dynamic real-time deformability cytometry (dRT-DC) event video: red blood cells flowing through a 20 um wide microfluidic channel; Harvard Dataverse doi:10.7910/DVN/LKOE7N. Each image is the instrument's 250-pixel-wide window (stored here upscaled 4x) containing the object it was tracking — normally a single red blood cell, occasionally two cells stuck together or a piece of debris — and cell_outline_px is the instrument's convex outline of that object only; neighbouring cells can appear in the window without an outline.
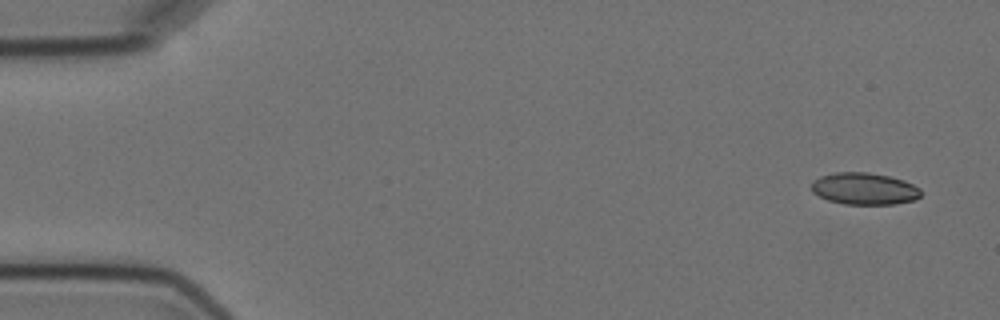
{"species": "Egyptian fruit bat (a non-hibernating species)", "species_latin": "Rousettus aegyptiacus", "temperature_condition": "cold", "stored_images_in_passage": 4, "camera_frame_rate_fps": 3000, "um_per_image_px": 0.085, "animal": {"sex": "female"}, "frame": {"image": 1, "passage_image": 1, "time_ms": 0.0, "image_size_px": [1000, 320], "cell_outline_px": [[920, 196], [912, 200], [892, 204], [844, 204], [828, 200], [812, 192], [812, 180], [820, 176], [836, 172], [868, 172], [888, 176], [904, 180], [920, 188]], "centroid_in_image_um": [73.44, 16.03], "position_along_channel_um": 11.6, "area_um2": 20.23}}
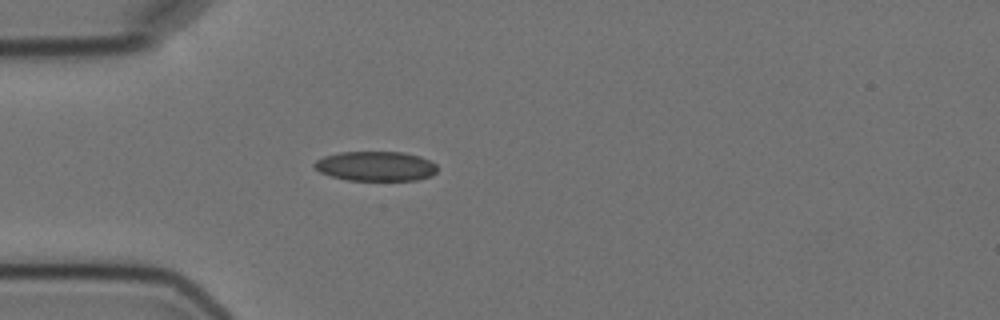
{"frame": {"image": 2, "passage_image": 4, "time_ms": 4.333, "image_size_px": [1000, 320], "cell_outline_px": [[436, 172], [432, 176], [416, 180], [348, 180], [332, 176], [320, 172], [312, 164], [316, 160], [324, 156], [340, 152], [404, 152], [420, 156], [436, 164]], "centroid_in_image_um": [31.94, 14.12], "position_along_channel_um": 53.1, "area_um2": 21.21}}